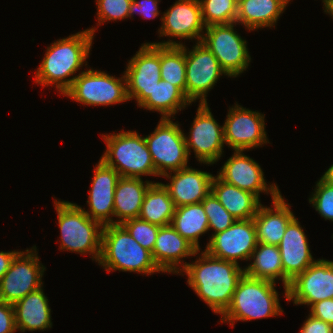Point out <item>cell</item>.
Here are the masks:
<instances>
[{"mask_svg": "<svg viewBox=\"0 0 333 333\" xmlns=\"http://www.w3.org/2000/svg\"><path fill=\"white\" fill-rule=\"evenodd\" d=\"M324 12L333 4V0H323Z\"/></svg>", "mask_w": 333, "mask_h": 333, "instance_id": "cell-44", "label": "cell"}, {"mask_svg": "<svg viewBox=\"0 0 333 333\" xmlns=\"http://www.w3.org/2000/svg\"><path fill=\"white\" fill-rule=\"evenodd\" d=\"M250 259L254 261L244 268L245 275L272 282L281 279L284 285V271L278 246L257 243Z\"/></svg>", "mask_w": 333, "mask_h": 333, "instance_id": "cell-31", "label": "cell"}, {"mask_svg": "<svg viewBox=\"0 0 333 333\" xmlns=\"http://www.w3.org/2000/svg\"><path fill=\"white\" fill-rule=\"evenodd\" d=\"M128 233L145 249L151 253L154 249L159 226L140 218L127 220L121 224Z\"/></svg>", "mask_w": 333, "mask_h": 333, "instance_id": "cell-35", "label": "cell"}, {"mask_svg": "<svg viewBox=\"0 0 333 333\" xmlns=\"http://www.w3.org/2000/svg\"><path fill=\"white\" fill-rule=\"evenodd\" d=\"M36 246L14 258L9 270L0 280V300L14 304L27 294L40 289L45 267L40 263Z\"/></svg>", "mask_w": 333, "mask_h": 333, "instance_id": "cell-10", "label": "cell"}, {"mask_svg": "<svg viewBox=\"0 0 333 333\" xmlns=\"http://www.w3.org/2000/svg\"><path fill=\"white\" fill-rule=\"evenodd\" d=\"M106 151L101 160L115 169L120 177L141 178L154 175L157 172L144 137L136 131H121L120 133L105 134Z\"/></svg>", "mask_w": 333, "mask_h": 333, "instance_id": "cell-6", "label": "cell"}, {"mask_svg": "<svg viewBox=\"0 0 333 333\" xmlns=\"http://www.w3.org/2000/svg\"><path fill=\"white\" fill-rule=\"evenodd\" d=\"M146 182V183H145ZM141 178L120 177L114 193V224L138 218L144 196L153 182L145 181Z\"/></svg>", "mask_w": 333, "mask_h": 333, "instance_id": "cell-26", "label": "cell"}, {"mask_svg": "<svg viewBox=\"0 0 333 333\" xmlns=\"http://www.w3.org/2000/svg\"><path fill=\"white\" fill-rule=\"evenodd\" d=\"M234 24L208 26L201 40L217 58L228 77H237L246 71L251 60L247 41L234 31Z\"/></svg>", "mask_w": 333, "mask_h": 333, "instance_id": "cell-9", "label": "cell"}, {"mask_svg": "<svg viewBox=\"0 0 333 333\" xmlns=\"http://www.w3.org/2000/svg\"><path fill=\"white\" fill-rule=\"evenodd\" d=\"M186 62V97L190 102L200 99V104L207 103V93L219 77L226 72L217 58L201 42H197L192 50L185 47Z\"/></svg>", "mask_w": 333, "mask_h": 333, "instance_id": "cell-11", "label": "cell"}, {"mask_svg": "<svg viewBox=\"0 0 333 333\" xmlns=\"http://www.w3.org/2000/svg\"><path fill=\"white\" fill-rule=\"evenodd\" d=\"M191 104L186 95L175 85L160 80L149 97L139 106L161 113L163 118H171L178 110Z\"/></svg>", "mask_w": 333, "mask_h": 333, "instance_id": "cell-32", "label": "cell"}, {"mask_svg": "<svg viewBox=\"0 0 333 333\" xmlns=\"http://www.w3.org/2000/svg\"><path fill=\"white\" fill-rule=\"evenodd\" d=\"M99 265L107 271L161 272L149 250L143 248L121 224L103 227ZM113 269V270H112Z\"/></svg>", "mask_w": 333, "mask_h": 333, "instance_id": "cell-3", "label": "cell"}, {"mask_svg": "<svg viewBox=\"0 0 333 333\" xmlns=\"http://www.w3.org/2000/svg\"><path fill=\"white\" fill-rule=\"evenodd\" d=\"M128 62L125 77L129 100L136 99L140 106L161 80L160 45L144 43Z\"/></svg>", "mask_w": 333, "mask_h": 333, "instance_id": "cell-12", "label": "cell"}, {"mask_svg": "<svg viewBox=\"0 0 333 333\" xmlns=\"http://www.w3.org/2000/svg\"><path fill=\"white\" fill-rule=\"evenodd\" d=\"M275 282L255 279L247 275L239 280L226 311L220 322L250 321L282 314Z\"/></svg>", "mask_w": 333, "mask_h": 333, "instance_id": "cell-4", "label": "cell"}, {"mask_svg": "<svg viewBox=\"0 0 333 333\" xmlns=\"http://www.w3.org/2000/svg\"><path fill=\"white\" fill-rule=\"evenodd\" d=\"M264 115L236 104L229 109L223 125L224 142L234 151L250 150L269 143Z\"/></svg>", "mask_w": 333, "mask_h": 333, "instance_id": "cell-14", "label": "cell"}, {"mask_svg": "<svg viewBox=\"0 0 333 333\" xmlns=\"http://www.w3.org/2000/svg\"><path fill=\"white\" fill-rule=\"evenodd\" d=\"M155 44L160 45L161 79L175 85L186 95L185 46L170 39Z\"/></svg>", "mask_w": 333, "mask_h": 333, "instance_id": "cell-30", "label": "cell"}, {"mask_svg": "<svg viewBox=\"0 0 333 333\" xmlns=\"http://www.w3.org/2000/svg\"><path fill=\"white\" fill-rule=\"evenodd\" d=\"M201 203L208 218L209 230L215 231L212 236L226 230L235 222L236 219L223 207L212 192Z\"/></svg>", "mask_w": 333, "mask_h": 333, "instance_id": "cell-34", "label": "cell"}, {"mask_svg": "<svg viewBox=\"0 0 333 333\" xmlns=\"http://www.w3.org/2000/svg\"><path fill=\"white\" fill-rule=\"evenodd\" d=\"M273 207L259 206L253 220L256 227L257 242L278 246L286 227L295 217L281 193L273 200Z\"/></svg>", "mask_w": 333, "mask_h": 333, "instance_id": "cell-23", "label": "cell"}, {"mask_svg": "<svg viewBox=\"0 0 333 333\" xmlns=\"http://www.w3.org/2000/svg\"><path fill=\"white\" fill-rule=\"evenodd\" d=\"M325 12L326 14L328 13L329 15H331L333 18V4Z\"/></svg>", "mask_w": 333, "mask_h": 333, "instance_id": "cell-45", "label": "cell"}, {"mask_svg": "<svg viewBox=\"0 0 333 333\" xmlns=\"http://www.w3.org/2000/svg\"><path fill=\"white\" fill-rule=\"evenodd\" d=\"M310 308V315L333 326V298L314 303Z\"/></svg>", "mask_w": 333, "mask_h": 333, "instance_id": "cell-40", "label": "cell"}, {"mask_svg": "<svg viewBox=\"0 0 333 333\" xmlns=\"http://www.w3.org/2000/svg\"><path fill=\"white\" fill-rule=\"evenodd\" d=\"M239 263L215 258L205 250L195 262L182 264L187 283L216 314L222 315L231 303L239 280L245 274Z\"/></svg>", "mask_w": 333, "mask_h": 333, "instance_id": "cell-1", "label": "cell"}, {"mask_svg": "<svg viewBox=\"0 0 333 333\" xmlns=\"http://www.w3.org/2000/svg\"><path fill=\"white\" fill-rule=\"evenodd\" d=\"M333 298V261L319 259L298 274L287 288V301L310 307Z\"/></svg>", "mask_w": 333, "mask_h": 333, "instance_id": "cell-13", "label": "cell"}, {"mask_svg": "<svg viewBox=\"0 0 333 333\" xmlns=\"http://www.w3.org/2000/svg\"><path fill=\"white\" fill-rule=\"evenodd\" d=\"M189 136L185 135L188 155L190 149L200 163L214 164L222 155L224 142L223 126L214 119L208 103H199Z\"/></svg>", "mask_w": 333, "mask_h": 333, "instance_id": "cell-15", "label": "cell"}, {"mask_svg": "<svg viewBox=\"0 0 333 333\" xmlns=\"http://www.w3.org/2000/svg\"><path fill=\"white\" fill-rule=\"evenodd\" d=\"M299 333H333V326L309 314Z\"/></svg>", "mask_w": 333, "mask_h": 333, "instance_id": "cell-41", "label": "cell"}, {"mask_svg": "<svg viewBox=\"0 0 333 333\" xmlns=\"http://www.w3.org/2000/svg\"><path fill=\"white\" fill-rule=\"evenodd\" d=\"M16 330L13 305L0 300V333H14Z\"/></svg>", "mask_w": 333, "mask_h": 333, "instance_id": "cell-39", "label": "cell"}, {"mask_svg": "<svg viewBox=\"0 0 333 333\" xmlns=\"http://www.w3.org/2000/svg\"><path fill=\"white\" fill-rule=\"evenodd\" d=\"M202 20L206 27L235 23L238 5L234 0H199Z\"/></svg>", "mask_w": 333, "mask_h": 333, "instance_id": "cell-33", "label": "cell"}, {"mask_svg": "<svg viewBox=\"0 0 333 333\" xmlns=\"http://www.w3.org/2000/svg\"><path fill=\"white\" fill-rule=\"evenodd\" d=\"M257 243L254 220H235L226 230L210 237L205 251L215 258L238 263V259L250 260Z\"/></svg>", "mask_w": 333, "mask_h": 333, "instance_id": "cell-16", "label": "cell"}, {"mask_svg": "<svg viewBox=\"0 0 333 333\" xmlns=\"http://www.w3.org/2000/svg\"><path fill=\"white\" fill-rule=\"evenodd\" d=\"M119 178V173L106 165L101 159L94 168V176L87 201L90 211L84 210V212L103 226L114 224L112 218L114 217V193Z\"/></svg>", "mask_w": 333, "mask_h": 333, "instance_id": "cell-20", "label": "cell"}, {"mask_svg": "<svg viewBox=\"0 0 333 333\" xmlns=\"http://www.w3.org/2000/svg\"><path fill=\"white\" fill-rule=\"evenodd\" d=\"M176 206L163 183L153 182L145 193L138 218L159 227L171 223Z\"/></svg>", "mask_w": 333, "mask_h": 333, "instance_id": "cell-28", "label": "cell"}, {"mask_svg": "<svg viewBox=\"0 0 333 333\" xmlns=\"http://www.w3.org/2000/svg\"><path fill=\"white\" fill-rule=\"evenodd\" d=\"M321 178L329 184L333 185V164L331 165V167H329V169L324 173Z\"/></svg>", "mask_w": 333, "mask_h": 333, "instance_id": "cell-43", "label": "cell"}, {"mask_svg": "<svg viewBox=\"0 0 333 333\" xmlns=\"http://www.w3.org/2000/svg\"><path fill=\"white\" fill-rule=\"evenodd\" d=\"M94 28L73 34L47 47L45 57L35 73V82L42 86L55 85L64 94L72 85L76 73L85 63L92 48Z\"/></svg>", "mask_w": 333, "mask_h": 333, "instance_id": "cell-2", "label": "cell"}, {"mask_svg": "<svg viewBox=\"0 0 333 333\" xmlns=\"http://www.w3.org/2000/svg\"><path fill=\"white\" fill-rule=\"evenodd\" d=\"M170 225L200 251L199 237L209 231L208 218L201 202L176 207Z\"/></svg>", "mask_w": 333, "mask_h": 333, "instance_id": "cell-29", "label": "cell"}, {"mask_svg": "<svg viewBox=\"0 0 333 333\" xmlns=\"http://www.w3.org/2000/svg\"><path fill=\"white\" fill-rule=\"evenodd\" d=\"M170 174V175H169ZM167 173L164 177L171 183L163 184L176 207L200 203L210 192L213 175L208 172L186 167Z\"/></svg>", "mask_w": 333, "mask_h": 333, "instance_id": "cell-21", "label": "cell"}, {"mask_svg": "<svg viewBox=\"0 0 333 333\" xmlns=\"http://www.w3.org/2000/svg\"><path fill=\"white\" fill-rule=\"evenodd\" d=\"M288 3V0H243L238 4L235 23L243 24L249 31L274 27Z\"/></svg>", "mask_w": 333, "mask_h": 333, "instance_id": "cell-27", "label": "cell"}, {"mask_svg": "<svg viewBox=\"0 0 333 333\" xmlns=\"http://www.w3.org/2000/svg\"><path fill=\"white\" fill-rule=\"evenodd\" d=\"M19 251L3 252L0 251V280L9 270L14 258L19 254Z\"/></svg>", "mask_w": 333, "mask_h": 333, "instance_id": "cell-42", "label": "cell"}, {"mask_svg": "<svg viewBox=\"0 0 333 333\" xmlns=\"http://www.w3.org/2000/svg\"><path fill=\"white\" fill-rule=\"evenodd\" d=\"M217 176L228 184L253 193L258 198L260 192L270 193L272 200L280 194L276 184H271L268 187L260 165L244 155L243 150L234 151L232 157L224 163Z\"/></svg>", "mask_w": 333, "mask_h": 333, "instance_id": "cell-17", "label": "cell"}, {"mask_svg": "<svg viewBox=\"0 0 333 333\" xmlns=\"http://www.w3.org/2000/svg\"><path fill=\"white\" fill-rule=\"evenodd\" d=\"M278 248L284 271L283 287L285 289V297H287V288L290 282L316 261L310 253L305 232L295 217L286 227Z\"/></svg>", "mask_w": 333, "mask_h": 333, "instance_id": "cell-19", "label": "cell"}, {"mask_svg": "<svg viewBox=\"0 0 333 333\" xmlns=\"http://www.w3.org/2000/svg\"><path fill=\"white\" fill-rule=\"evenodd\" d=\"M63 96L87 106H109L129 101L125 74L117 79L92 68L78 74Z\"/></svg>", "mask_w": 333, "mask_h": 333, "instance_id": "cell-7", "label": "cell"}, {"mask_svg": "<svg viewBox=\"0 0 333 333\" xmlns=\"http://www.w3.org/2000/svg\"><path fill=\"white\" fill-rule=\"evenodd\" d=\"M132 0H96L98 23L128 18Z\"/></svg>", "mask_w": 333, "mask_h": 333, "instance_id": "cell-37", "label": "cell"}, {"mask_svg": "<svg viewBox=\"0 0 333 333\" xmlns=\"http://www.w3.org/2000/svg\"><path fill=\"white\" fill-rule=\"evenodd\" d=\"M160 19L162 21L159 29L160 37L197 39V42H201L206 26L202 20L199 0H178Z\"/></svg>", "mask_w": 333, "mask_h": 333, "instance_id": "cell-18", "label": "cell"}, {"mask_svg": "<svg viewBox=\"0 0 333 333\" xmlns=\"http://www.w3.org/2000/svg\"><path fill=\"white\" fill-rule=\"evenodd\" d=\"M211 192L236 220L253 219L261 205L256 195L228 184L218 176L212 179Z\"/></svg>", "mask_w": 333, "mask_h": 333, "instance_id": "cell-25", "label": "cell"}, {"mask_svg": "<svg viewBox=\"0 0 333 333\" xmlns=\"http://www.w3.org/2000/svg\"><path fill=\"white\" fill-rule=\"evenodd\" d=\"M61 233V250L92 254L100 259L103 225L91 219L84 209L69 201H54Z\"/></svg>", "mask_w": 333, "mask_h": 333, "instance_id": "cell-5", "label": "cell"}, {"mask_svg": "<svg viewBox=\"0 0 333 333\" xmlns=\"http://www.w3.org/2000/svg\"><path fill=\"white\" fill-rule=\"evenodd\" d=\"M158 1L160 0H132L129 8V16L131 17L137 12L144 18H156L160 13L158 11Z\"/></svg>", "mask_w": 333, "mask_h": 333, "instance_id": "cell-38", "label": "cell"}, {"mask_svg": "<svg viewBox=\"0 0 333 333\" xmlns=\"http://www.w3.org/2000/svg\"><path fill=\"white\" fill-rule=\"evenodd\" d=\"M236 3H237V5L238 4H240L243 0H234Z\"/></svg>", "mask_w": 333, "mask_h": 333, "instance_id": "cell-46", "label": "cell"}, {"mask_svg": "<svg viewBox=\"0 0 333 333\" xmlns=\"http://www.w3.org/2000/svg\"><path fill=\"white\" fill-rule=\"evenodd\" d=\"M314 190L309 203L325 220L333 221V185L320 178Z\"/></svg>", "mask_w": 333, "mask_h": 333, "instance_id": "cell-36", "label": "cell"}, {"mask_svg": "<svg viewBox=\"0 0 333 333\" xmlns=\"http://www.w3.org/2000/svg\"><path fill=\"white\" fill-rule=\"evenodd\" d=\"M197 250L190 242L183 238L170 224L161 226L157 233L156 243L152 251V258L163 273H181L182 258L195 256ZM180 269V270H179Z\"/></svg>", "mask_w": 333, "mask_h": 333, "instance_id": "cell-22", "label": "cell"}, {"mask_svg": "<svg viewBox=\"0 0 333 333\" xmlns=\"http://www.w3.org/2000/svg\"><path fill=\"white\" fill-rule=\"evenodd\" d=\"M42 287L13 304L15 326L21 332L52 327L51 309Z\"/></svg>", "mask_w": 333, "mask_h": 333, "instance_id": "cell-24", "label": "cell"}, {"mask_svg": "<svg viewBox=\"0 0 333 333\" xmlns=\"http://www.w3.org/2000/svg\"><path fill=\"white\" fill-rule=\"evenodd\" d=\"M157 172L164 176L188 167L185 133L171 118H161L154 132L144 137Z\"/></svg>", "mask_w": 333, "mask_h": 333, "instance_id": "cell-8", "label": "cell"}]
</instances>
